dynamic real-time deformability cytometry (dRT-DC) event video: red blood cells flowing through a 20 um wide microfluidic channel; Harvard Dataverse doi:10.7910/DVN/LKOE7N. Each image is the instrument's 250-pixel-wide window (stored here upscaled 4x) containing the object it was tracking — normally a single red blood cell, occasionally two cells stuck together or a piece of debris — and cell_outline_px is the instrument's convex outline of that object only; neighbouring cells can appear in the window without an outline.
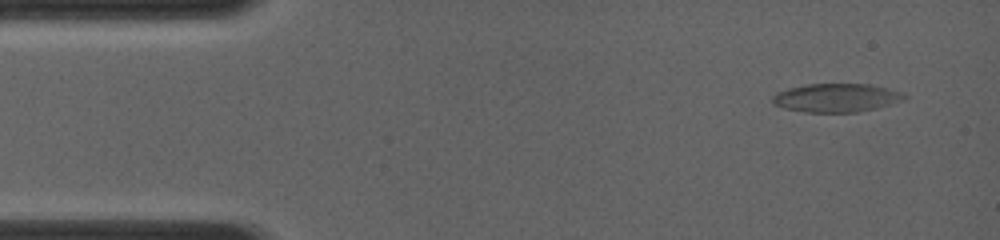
{"species": "common noctule bat (a hibernating species)", "species_latin": "Nyctalus noctula", "temperature_condition": "room temperature", "stored_images_in_passage": 5, "camera_frame_rate_fps": 4000, "um_per_image_px": 0.085, "animal": {"sex": "female", "body_mass_g": 19.0, "forearm_length_mm": 56.7}, "frame": {"image": 1, "passage_image": 1, "time_ms": 0.0, "image_size_px": [1000, 240], "cell_outline_px": [[908, 96], [904, 100], [876, 108], [856, 112], [804, 112], [784, 108], [772, 104], [772, 96], [776, 92], [788, 88], [808, 84], [872, 84], [904, 92]], "centroid_in_image_um": [71.1, 8.31], "position_along_channel_um": 13.9, "area_um2": 22.08}}
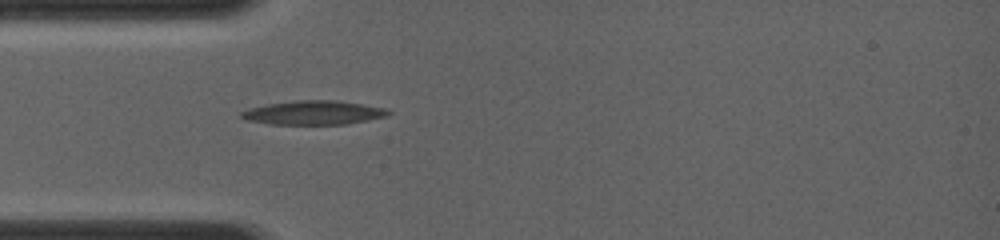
{"frame": {"image": 2, "passage_image": 5, "time_ms": 3.0, "image_size_px": [1000, 240], "cell_outline_px": [[392, 112], [388, 116], [348, 124], [268, 124], [248, 120], [240, 116], [240, 112], [248, 108], [268, 104], [296, 100], [336, 100], [384, 108]], "centroid_in_image_um": [26.65, 9.58], "position_along_channel_um": 58.4, "area_um2": 20.46}}